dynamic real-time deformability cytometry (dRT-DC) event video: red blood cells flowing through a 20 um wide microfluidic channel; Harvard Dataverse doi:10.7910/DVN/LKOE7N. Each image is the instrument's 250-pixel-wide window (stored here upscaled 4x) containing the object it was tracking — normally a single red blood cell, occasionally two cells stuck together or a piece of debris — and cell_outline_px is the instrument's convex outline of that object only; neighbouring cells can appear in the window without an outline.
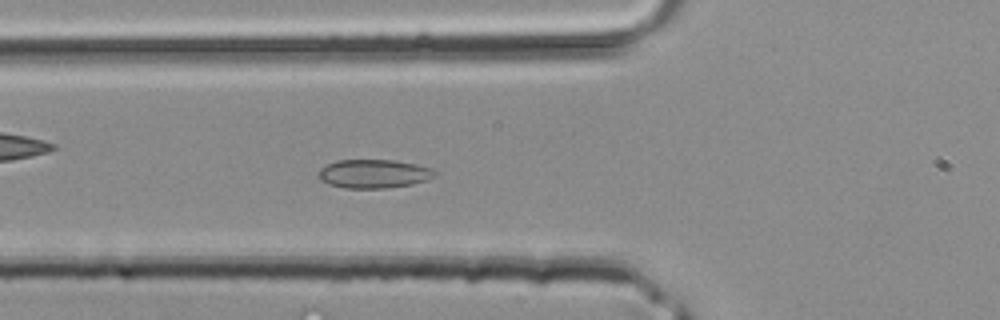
{"species": "common noctule bat (a hibernating species)", "species_latin": "Nyctalus noctula", "temperature_condition": "room temperature", "stored_images_in_passage": 31, "camera_frame_rate_fps": 3000, "um_per_image_px": 0.085, "animal": {"sex": "male", "body_mass_g": 20.4}, "frame": {"image": 1, "passage_image": 5, "time_ms": 1.333, "image_size_px": [1000, 320], "cell_outline_px": [[440, 172], [428, 180], [412, 184], [388, 188], [344, 188], [328, 184], [320, 180], [316, 176], [320, 168], [336, 160], [392, 160], [416, 164], [432, 168]], "centroid_in_image_um": [31.77, 14.77], "position_along_channel_um": 94.0, "area_um2": 19.71}}
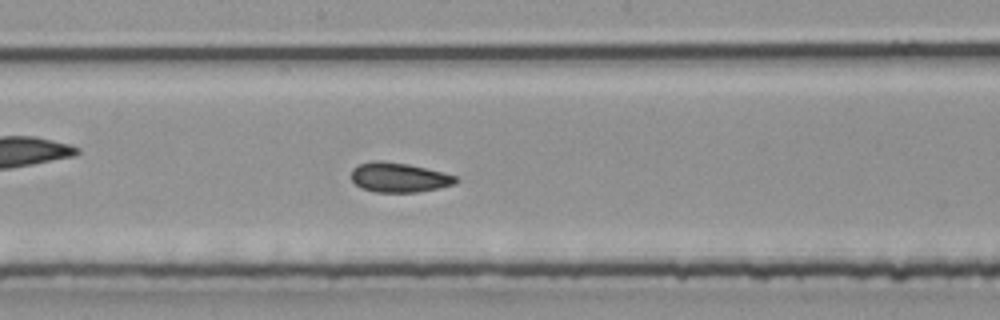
{"frame": {"image": 2, "passage_image": 12, "time_ms": 3.667, "image_size_px": [1000, 320], "cell_outline_px": [[460, 180], [456, 184], [440, 188], [416, 192], [376, 192], [360, 188], [352, 180], [352, 168], [360, 164], [372, 160], [380, 160], [408, 164], [456, 176]], "centroid_in_image_um": [33.91, 15.09], "position_along_channel_um": 214.3, "area_um2": 18.03}}
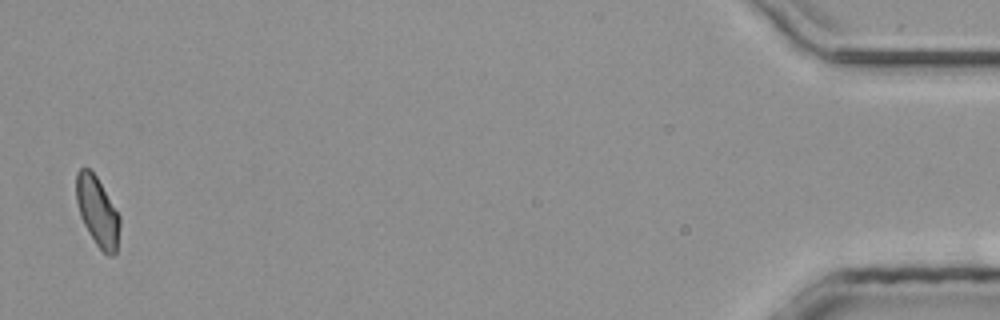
{"frame": {"image": 3, "passage_image": 30, "time_ms": 9.667, "image_size_px": [1000, 320], "cell_outline_px": [[120, 228], [116, 252], [112, 256], [108, 256], [96, 244], [88, 232], [80, 216], [76, 200], [76, 172], [80, 168], [88, 168], [96, 176], [120, 216]], "centroid_in_image_um": [8.28, 17.98], "position_along_channel_um": 426.9, "area_um2": 17.51}}